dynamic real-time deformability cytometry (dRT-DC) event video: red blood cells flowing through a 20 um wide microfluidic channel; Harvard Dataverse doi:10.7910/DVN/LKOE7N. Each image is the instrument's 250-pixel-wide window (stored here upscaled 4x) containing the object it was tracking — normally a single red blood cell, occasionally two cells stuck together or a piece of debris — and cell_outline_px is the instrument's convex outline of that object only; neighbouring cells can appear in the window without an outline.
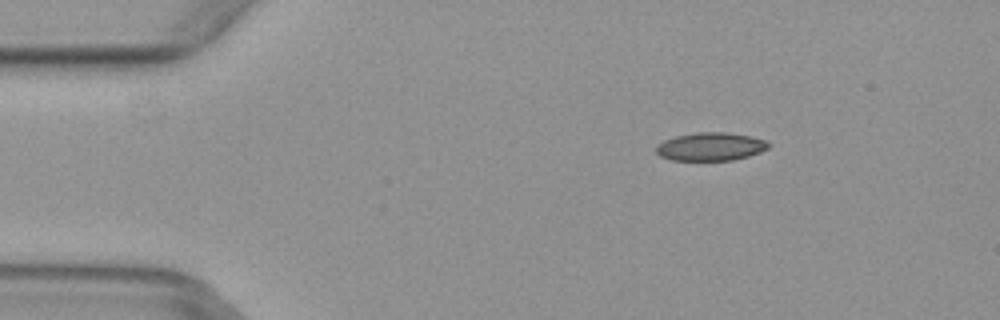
{"species": "common noctule bat (a hibernating species)", "species_latin": "Nyctalus noctula", "temperature_condition": "warm", "stored_images_in_passage": 3, "camera_frame_rate_fps": 3000, "um_per_image_px": 0.085, "animal": {"sex": "female", "body_mass_g": 29.2, "forearm_length_mm": 56.3}, "frame": {"image": 1, "passage_image": 1, "time_ms": 0.0, "image_size_px": [1000, 320], "cell_outline_px": [[768, 148], [760, 152], [748, 156], [732, 160], [672, 160], [660, 156], [656, 152], [656, 144], [664, 140], [676, 136], [696, 132], [728, 132], [748, 136], [764, 140], [768, 144]], "centroid_in_image_um": [60.35, 12.46], "position_along_channel_um": 24.6, "area_um2": 18.32}}